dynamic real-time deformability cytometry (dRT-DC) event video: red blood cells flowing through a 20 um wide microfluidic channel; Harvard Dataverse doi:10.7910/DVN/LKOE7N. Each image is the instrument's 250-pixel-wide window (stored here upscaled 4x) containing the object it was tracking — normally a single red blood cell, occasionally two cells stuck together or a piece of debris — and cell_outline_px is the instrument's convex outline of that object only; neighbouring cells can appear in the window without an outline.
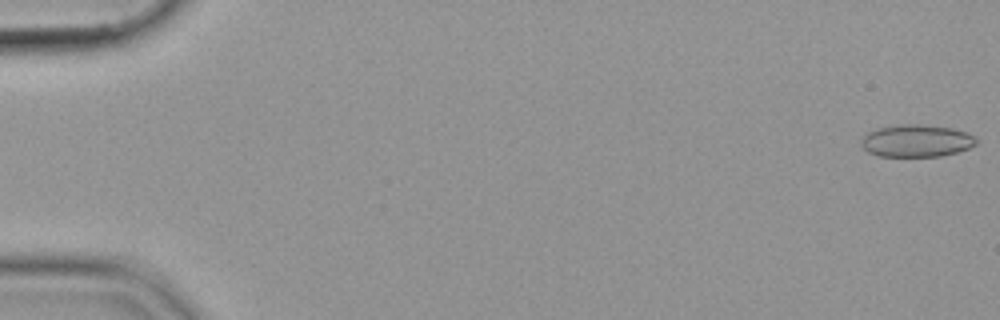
{"species": "common noctule bat (a hibernating species)", "species_latin": "Nyctalus noctula", "temperature_condition": "cold", "stored_images_in_passage": 55, "camera_frame_rate_fps": 3000, "um_per_image_px": 0.085, "animal": {"sex": "female", "body_mass_g": 19.9}, "frame": {"image": 1, "passage_image": 1, "time_ms": 0.0, "image_size_px": [1000, 320], "cell_outline_px": [[976, 144], [968, 148], [956, 152], [940, 156], [876, 156], [868, 152], [860, 144], [860, 140], [868, 132], [876, 128], [900, 124], [920, 124], [952, 128], [968, 132], [976, 136]], "centroid_in_image_um": [77.88, 11.96], "position_along_channel_um": 7.1, "area_um2": 21.79}}
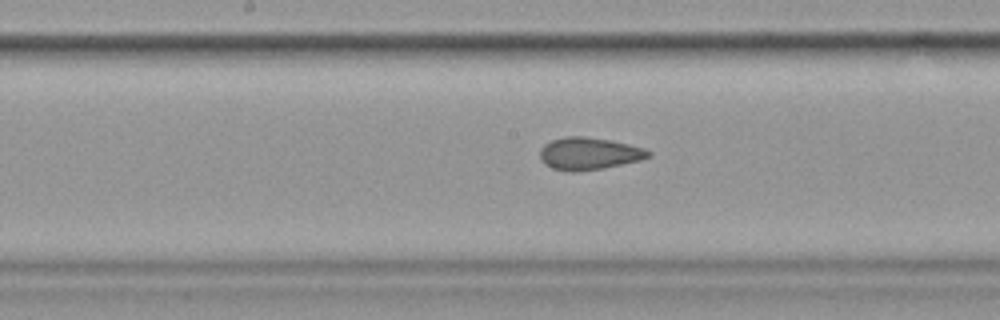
{"frame": {"image": 2, "passage_image": 29, "time_ms": 9.333, "image_size_px": [1000, 320], "cell_outline_px": [[652, 156], [640, 160], [604, 168], [576, 172], [572, 172], [552, 168], [544, 164], [540, 160], [540, 148], [544, 144], [552, 140], [564, 136], [584, 136], [612, 140], [644, 148], [652, 152]], "centroid_in_image_um": [50.05, 13.05], "position_along_channel_um": 198.1, "area_um2": 20.63}}
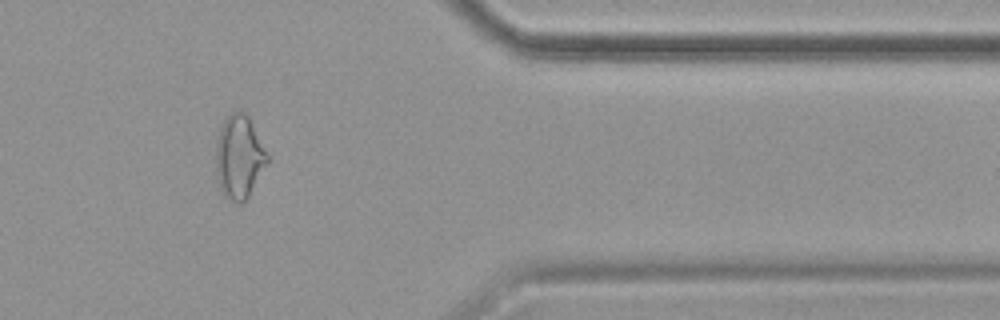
{"frame": {"image": 3, "passage_image": 46, "time_ms": 15.0, "image_size_px": [1000, 320], "cell_outline_px": [[268, 164], [244, 204], [240, 204], [224, 196], [220, 188], [216, 176], [216, 140], [220, 128], [224, 120], [232, 112], [240, 108], [248, 116], [268, 152]], "centroid_in_image_um": [20.34, 13.34], "position_along_channel_um": 391.1, "area_um2": 25.37}}